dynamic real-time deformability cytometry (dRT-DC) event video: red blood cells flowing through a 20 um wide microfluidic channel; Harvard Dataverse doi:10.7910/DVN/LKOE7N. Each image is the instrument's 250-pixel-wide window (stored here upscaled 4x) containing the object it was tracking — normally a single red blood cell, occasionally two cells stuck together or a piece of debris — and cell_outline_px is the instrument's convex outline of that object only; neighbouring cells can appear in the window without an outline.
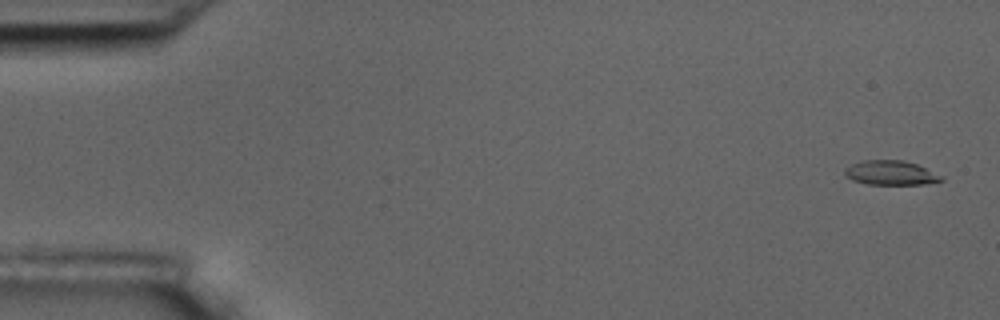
{"species": "common noctule bat (a hibernating species)", "species_latin": "Nyctalus noctula", "temperature_condition": "room temperature", "stored_images_in_passage": 16, "camera_frame_rate_fps": 3000, "um_per_image_px": 0.085, "animal": {"sex": "male", "body_mass_g": 17.5, "forearm_length_mm": 52.3}, "frame": {"image": 1, "passage_image": 1, "time_ms": 0.0, "image_size_px": [1000, 320], "cell_outline_px": [[944, 180], [924, 184], [868, 184], [852, 180], [844, 176], [844, 168], [852, 164], [864, 160], [904, 160], [916, 164], [944, 176]], "centroid_in_image_um": [75.7, 14.69], "position_along_channel_um": 9.3, "area_um2": 13.76}}
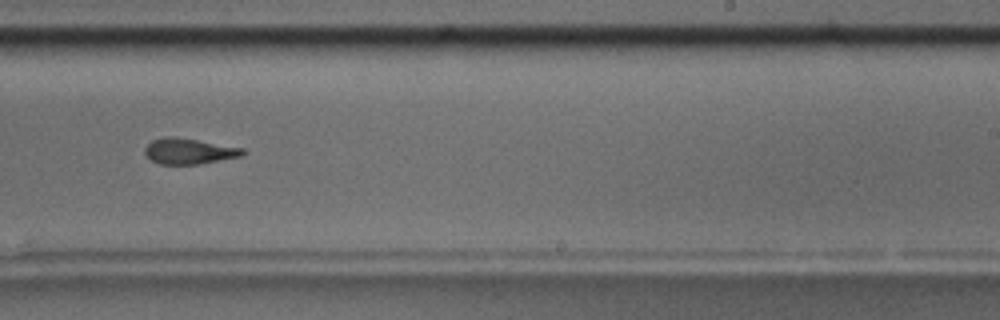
{"frame": {"image": 2, "passage_image": 10, "time_ms": 11.333, "image_size_px": [1000, 320], "cell_outline_px": [[244, 156], [200, 164], [160, 164], [152, 160], [144, 152], [144, 148], [152, 140], [164, 136], [176, 136], [244, 148]], "centroid_in_image_um": [16.08, 12.84], "position_along_channel_um": 272.9, "area_um2": 14.8}, "authors_computed_cell_mechanics": {"area_um2": 14.9702, "velocity_mm_per_s": 3.5379, "shape_relaxation_time_tau1_ms": null, "shape_relaxation_time_tau2_ms": 4.997, "deformation_change_tau1": null, "deformation_change_tau2": 0.1628}}